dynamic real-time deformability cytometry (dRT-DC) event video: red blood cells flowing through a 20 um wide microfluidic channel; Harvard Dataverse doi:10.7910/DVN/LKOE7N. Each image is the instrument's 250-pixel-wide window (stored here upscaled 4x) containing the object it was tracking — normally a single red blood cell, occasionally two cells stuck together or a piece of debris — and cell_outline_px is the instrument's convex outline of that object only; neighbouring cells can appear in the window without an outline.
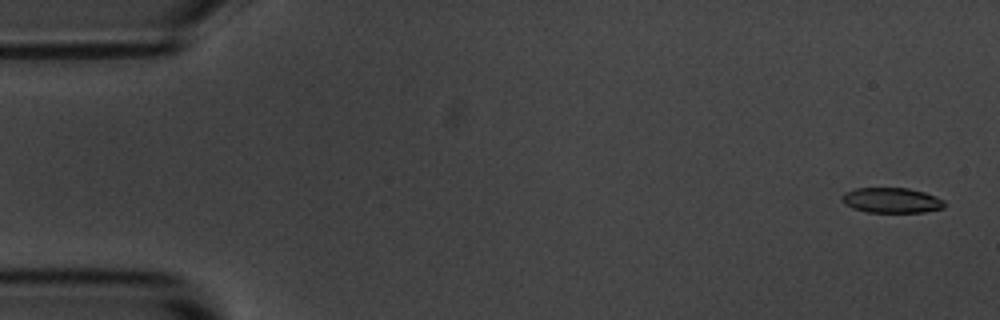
{"species": "common noctule bat (a hibernating species)", "species_latin": "Nyctalus noctula", "temperature_condition": "room temperature", "stored_images_in_passage": 57, "segment_of_instrument_passage": [1, 2], "camera_frame_rate_fps": 3000, "um_per_image_px": 0.085, "animal": {"sex": "male", "body_mass_g": 20.1, "forearm_length_mm": 53.5}, "frame": {"image": 1, "passage_image": 2, "time_ms": 0.333, "image_size_px": [1000, 320], "cell_outline_px": [[944, 208], [924, 212], [868, 212], [852, 208], [844, 204], [840, 200], [840, 196], [844, 192], [856, 188], [908, 188], [924, 192], [936, 196], [944, 200]], "centroid_in_image_um": [75.75, 17.02], "position_along_channel_um": 9.3, "area_um2": 15.2}}
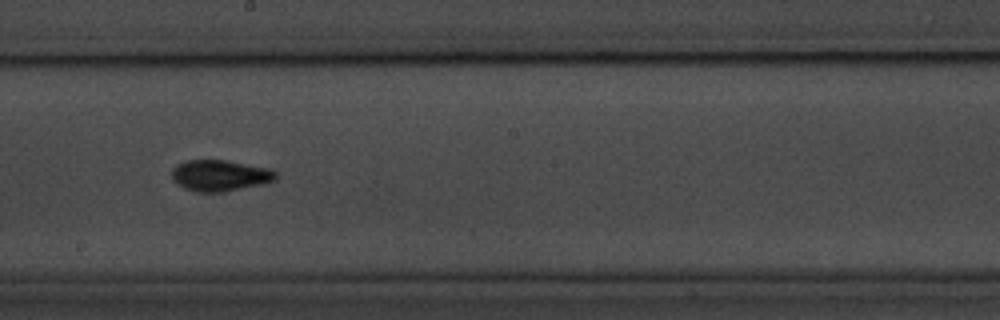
{"frame": {"image": 2, "passage_image": 31, "time_ms": 10.0, "image_size_px": [1000, 320], "cell_outline_px": [[276, 180], [264, 184], [220, 192], [200, 192], [184, 188], [176, 184], [172, 180], [172, 168], [176, 164], [184, 160], [228, 160], [272, 168], [276, 172]], "centroid_in_image_um": [18.7, 14.9], "position_along_channel_um": 229.5, "area_um2": 19.19}}
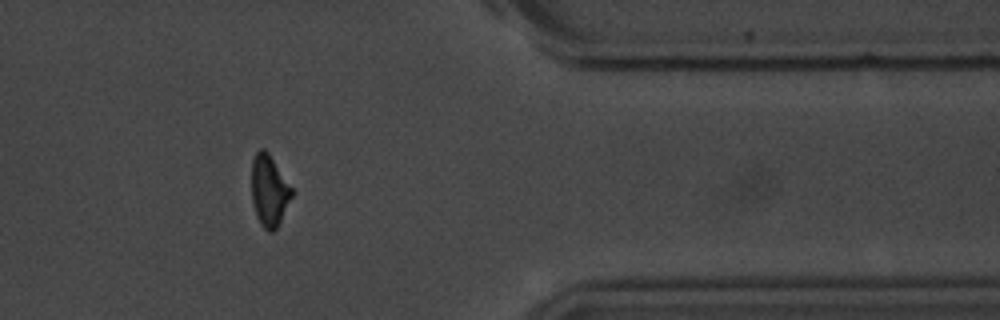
{"frame": {"image": 3, "passage_image": 46, "time_ms": 15.0, "image_size_px": [1000, 320], "cell_outline_px": [[292, 196], [276, 228], [272, 232], [268, 232], [260, 224], [256, 216], [252, 204], [252, 160], [256, 152], [260, 148], [264, 148], [268, 152], [292, 188]], "centroid_in_image_um": [22.85, 16.2], "position_along_channel_um": 388.5, "area_um2": 16.53}}